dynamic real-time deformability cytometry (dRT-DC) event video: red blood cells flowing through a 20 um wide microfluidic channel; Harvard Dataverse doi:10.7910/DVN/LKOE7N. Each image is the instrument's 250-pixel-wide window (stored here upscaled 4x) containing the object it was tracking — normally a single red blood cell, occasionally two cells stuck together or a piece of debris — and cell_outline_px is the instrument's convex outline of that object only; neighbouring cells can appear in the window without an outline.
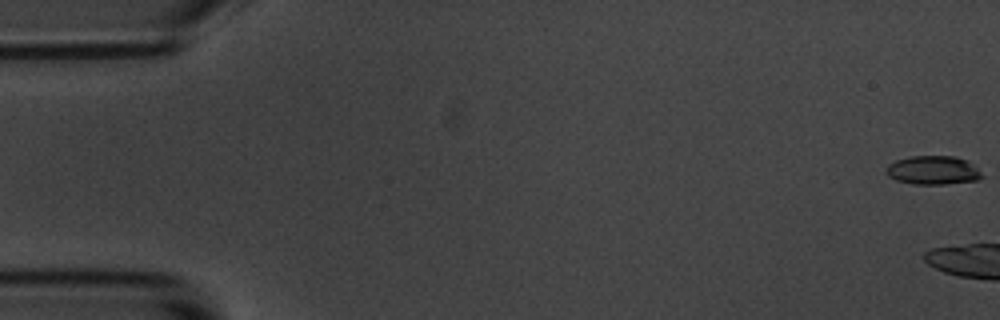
{"species": "common noctule bat (a hibernating species)", "species_latin": "Nyctalus noctula", "temperature_condition": "room temperature", "stored_images_in_passage": 14, "camera_frame_rate_fps": 3000, "um_per_image_px": 0.085, "animal": {"sex": "male", "body_mass_g": 20.1, "forearm_length_mm": 53.5}, "frame": {"image": 1, "passage_image": 1, "time_ms": 0.0, "image_size_px": [1000, 320], "cell_outline_px": [[984, 176], [976, 180], [944, 184], [912, 184], [896, 180], [888, 176], [884, 172], [888, 164], [896, 160], [912, 156], [956, 156], [968, 160]], "centroid_in_image_um": [79.28, 14.46], "position_along_channel_um": 5.7, "area_um2": 16.07}}